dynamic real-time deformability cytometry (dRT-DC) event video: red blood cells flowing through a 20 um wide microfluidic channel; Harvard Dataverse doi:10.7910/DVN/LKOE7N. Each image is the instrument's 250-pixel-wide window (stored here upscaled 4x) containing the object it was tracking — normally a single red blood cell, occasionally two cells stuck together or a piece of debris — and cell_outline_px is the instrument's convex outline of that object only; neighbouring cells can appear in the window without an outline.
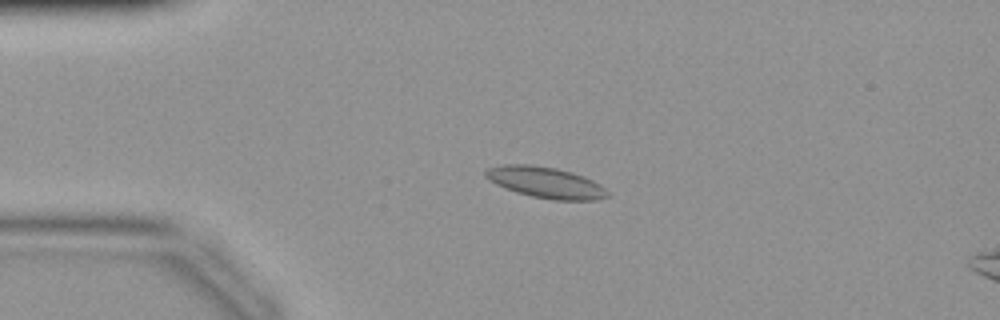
{"species": "common noctule bat (a hibernating species)", "species_latin": "Nyctalus noctula", "temperature_condition": "warm", "stored_images_in_passage": 42, "camera_frame_rate_fps": 3000, "um_per_image_px": 0.085, "animal": {"sex": "female", "body_mass_g": 19.9}, "frame": {"image": 1, "passage_image": 9, "time_ms": 2.667, "image_size_px": [1000, 320], "cell_outline_px": [[608, 196], [596, 200], [552, 200], [532, 196], [516, 192], [504, 188], [488, 180], [484, 176], [484, 172], [488, 168], [504, 164], [532, 164], [556, 168], [572, 172], [584, 176], [600, 184], [608, 192]], "centroid_in_image_um": [46.35, 15.5], "position_along_channel_um": 38.6, "area_um2": 22.2}}
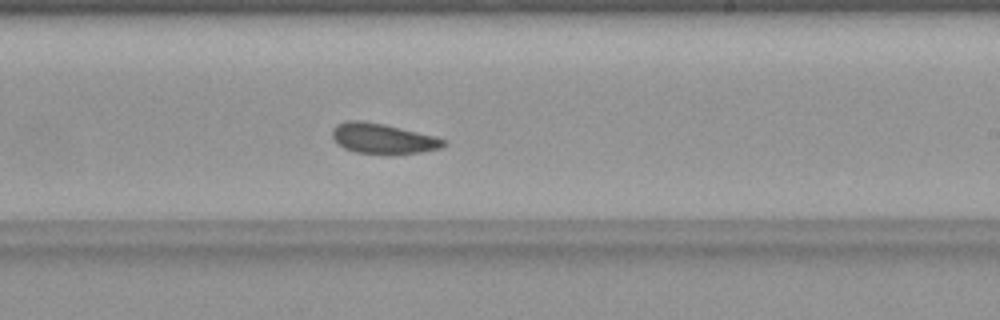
{"frame": {"image": 2, "passage_image": 25, "time_ms": 8.0, "image_size_px": [1000, 320], "cell_outline_px": [[448, 144], [440, 148], [420, 152], [384, 156], [356, 152], [344, 148], [336, 144], [332, 136], [332, 128], [336, 124], [348, 120], [364, 120], [384, 124], [436, 136], [448, 140]], "centroid_in_image_um": [32.55, 11.79], "position_along_channel_um": 256.5, "area_um2": 20.29}}
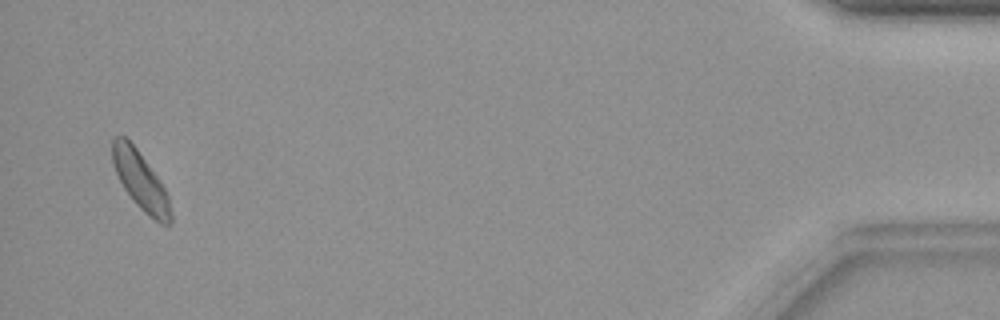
{"frame": {"image": 3, "passage_image": 41, "time_ms": 13.333, "image_size_px": [1000, 320], "cell_outline_px": [[172, 220], [168, 224], [160, 224], [144, 212], [136, 204], [124, 188], [112, 164], [112, 140], [116, 136], [124, 136], [136, 148], [160, 180], [168, 196], [172, 216]], "centroid_in_image_um": [11.94, 15.37], "position_along_channel_um": 423.3, "area_um2": 19.42}}